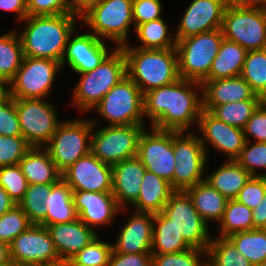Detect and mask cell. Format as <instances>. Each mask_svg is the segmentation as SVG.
<instances>
[{"instance_id": "obj_1", "label": "cell", "mask_w": 266, "mask_h": 266, "mask_svg": "<svg viewBox=\"0 0 266 266\" xmlns=\"http://www.w3.org/2000/svg\"><path fill=\"white\" fill-rule=\"evenodd\" d=\"M194 83L202 85L179 78L176 82L144 93V116L151 118L153 128L183 132L193 121L198 122L203 101L197 97L195 91L188 88Z\"/></svg>"}, {"instance_id": "obj_2", "label": "cell", "mask_w": 266, "mask_h": 266, "mask_svg": "<svg viewBox=\"0 0 266 266\" xmlns=\"http://www.w3.org/2000/svg\"><path fill=\"white\" fill-rule=\"evenodd\" d=\"M25 20L28 24L20 36L24 56L62 62L67 42L75 29V14L27 16Z\"/></svg>"}, {"instance_id": "obj_3", "label": "cell", "mask_w": 266, "mask_h": 266, "mask_svg": "<svg viewBox=\"0 0 266 266\" xmlns=\"http://www.w3.org/2000/svg\"><path fill=\"white\" fill-rule=\"evenodd\" d=\"M120 48L126 58L127 76L143 94L176 82L180 78L176 48L140 49L129 48L127 44Z\"/></svg>"}, {"instance_id": "obj_4", "label": "cell", "mask_w": 266, "mask_h": 266, "mask_svg": "<svg viewBox=\"0 0 266 266\" xmlns=\"http://www.w3.org/2000/svg\"><path fill=\"white\" fill-rule=\"evenodd\" d=\"M222 29L200 33L176 41L179 77L203 83L222 43Z\"/></svg>"}, {"instance_id": "obj_5", "label": "cell", "mask_w": 266, "mask_h": 266, "mask_svg": "<svg viewBox=\"0 0 266 266\" xmlns=\"http://www.w3.org/2000/svg\"><path fill=\"white\" fill-rule=\"evenodd\" d=\"M261 4L226 6L223 37L247 51L266 49V3Z\"/></svg>"}, {"instance_id": "obj_6", "label": "cell", "mask_w": 266, "mask_h": 266, "mask_svg": "<svg viewBox=\"0 0 266 266\" xmlns=\"http://www.w3.org/2000/svg\"><path fill=\"white\" fill-rule=\"evenodd\" d=\"M79 74L83 77L75 87L74 103L87 110L95 107L112 87L127 76L124 52L118 47L98 67Z\"/></svg>"}, {"instance_id": "obj_7", "label": "cell", "mask_w": 266, "mask_h": 266, "mask_svg": "<svg viewBox=\"0 0 266 266\" xmlns=\"http://www.w3.org/2000/svg\"><path fill=\"white\" fill-rule=\"evenodd\" d=\"M144 94L128 77L112 87L95 106L101 116L110 120L111 126L143 125Z\"/></svg>"}, {"instance_id": "obj_8", "label": "cell", "mask_w": 266, "mask_h": 266, "mask_svg": "<svg viewBox=\"0 0 266 266\" xmlns=\"http://www.w3.org/2000/svg\"><path fill=\"white\" fill-rule=\"evenodd\" d=\"M142 125L107 126L90 138V152L101 162L114 165L138 155Z\"/></svg>"}, {"instance_id": "obj_9", "label": "cell", "mask_w": 266, "mask_h": 266, "mask_svg": "<svg viewBox=\"0 0 266 266\" xmlns=\"http://www.w3.org/2000/svg\"><path fill=\"white\" fill-rule=\"evenodd\" d=\"M14 266H52L63 263L45 226L32 224L9 245Z\"/></svg>"}, {"instance_id": "obj_10", "label": "cell", "mask_w": 266, "mask_h": 266, "mask_svg": "<svg viewBox=\"0 0 266 266\" xmlns=\"http://www.w3.org/2000/svg\"><path fill=\"white\" fill-rule=\"evenodd\" d=\"M183 132L173 131V150L175 169L173 189L183 190L204 181L202 172L206 165V151L202 138L192 133L181 137Z\"/></svg>"}, {"instance_id": "obj_11", "label": "cell", "mask_w": 266, "mask_h": 266, "mask_svg": "<svg viewBox=\"0 0 266 266\" xmlns=\"http://www.w3.org/2000/svg\"><path fill=\"white\" fill-rule=\"evenodd\" d=\"M133 0H100L80 18L94 30L97 37H107L125 45L129 25L133 21Z\"/></svg>"}, {"instance_id": "obj_12", "label": "cell", "mask_w": 266, "mask_h": 266, "mask_svg": "<svg viewBox=\"0 0 266 266\" xmlns=\"http://www.w3.org/2000/svg\"><path fill=\"white\" fill-rule=\"evenodd\" d=\"M61 62L48 58L24 56L11 84L10 97L14 99H43L48 95Z\"/></svg>"}, {"instance_id": "obj_13", "label": "cell", "mask_w": 266, "mask_h": 266, "mask_svg": "<svg viewBox=\"0 0 266 266\" xmlns=\"http://www.w3.org/2000/svg\"><path fill=\"white\" fill-rule=\"evenodd\" d=\"M162 212L171 220V224L182 234L191 248L207 250L211 242L208 236L207 223L196 211L186 191L175 190Z\"/></svg>"}, {"instance_id": "obj_14", "label": "cell", "mask_w": 266, "mask_h": 266, "mask_svg": "<svg viewBox=\"0 0 266 266\" xmlns=\"http://www.w3.org/2000/svg\"><path fill=\"white\" fill-rule=\"evenodd\" d=\"M94 122H61L46 148L56 168L62 173L79 158L90 153V142L86 145Z\"/></svg>"}, {"instance_id": "obj_15", "label": "cell", "mask_w": 266, "mask_h": 266, "mask_svg": "<svg viewBox=\"0 0 266 266\" xmlns=\"http://www.w3.org/2000/svg\"><path fill=\"white\" fill-rule=\"evenodd\" d=\"M22 136L32 147L48 143L59 125L54 108L42 99H16Z\"/></svg>"}, {"instance_id": "obj_16", "label": "cell", "mask_w": 266, "mask_h": 266, "mask_svg": "<svg viewBox=\"0 0 266 266\" xmlns=\"http://www.w3.org/2000/svg\"><path fill=\"white\" fill-rule=\"evenodd\" d=\"M144 130L138 140V155L147 171L167 180L173 188V173L176 165L173 150V131L153 128Z\"/></svg>"}, {"instance_id": "obj_17", "label": "cell", "mask_w": 266, "mask_h": 266, "mask_svg": "<svg viewBox=\"0 0 266 266\" xmlns=\"http://www.w3.org/2000/svg\"><path fill=\"white\" fill-rule=\"evenodd\" d=\"M61 175L72 191L112 192V166L101 162L91 152Z\"/></svg>"}, {"instance_id": "obj_18", "label": "cell", "mask_w": 266, "mask_h": 266, "mask_svg": "<svg viewBox=\"0 0 266 266\" xmlns=\"http://www.w3.org/2000/svg\"><path fill=\"white\" fill-rule=\"evenodd\" d=\"M226 6L224 0H193L184 13L174 40L221 29Z\"/></svg>"}, {"instance_id": "obj_19", "label": "cell", "mask_w": 266, "mask_h": 266, "mask_svg": "<svg viewBox=\"0 0 266 266\" xmlns=\"http://www.w3.org/2000/svg\"><path fill=\"white\" fill-rule=\"evenodd\" d=\"M198 126H200V130H202L203 136L208 142L219 151L221 150L229 155L228 160H236L248 140L243 133V129L218 120L206 110H202Z\"/></svg>"}, {"instance_id": "obj_20", "label": "cell", "mask_w": 266, "mask_h": 266, "mask_svg": "<svg viewBox=\"0 0 266 266\" xmlns=\"http://www.w3.org/2000/svg\"><path fill=\"white\" fill-rule=\"evenodd\" d=\"M65 53L61 66L67 58L69 66L78 74L92 71L109 55L105 43L94 34L76 36L67 42Z\"/></svg>"}, {"instance_id": "obj_21", "label": "cell", "mask_w": 266, "mask_h": 266, "mask_svg": "<svg viewBox=\"0 0 266 266\" xmlns=\"http://www.w3.org/2000/svg\"><path fill=\"white\" fill-rule=\"evenodd\" d=\"M203 110L211 111L215 106L243 100H263L241 77L206 80L202 83Z\"/></svg>"}, {"instance_id": "obj_22", "label": "cell", "mask_w": 266, "mask_h": 266, "mask_svg": "<svg viewBox=\"0 0 266 266\" xmlns=\"http://www.w3.org/2000/svg\"><path fill=\"white\" fill-rule=\"evenodd\" d=\"M73 202L88 227L108 223L120 209L112 192L73 191Z\"/></svg>"}, {"instance_id": "obj_23", "label": "cell", "mask_w": 266, "mask_h": 266, "mask_svg": "<svg viewBox=\"0 0 266 266\" xmlns=\"http://www.w3.org/2000/svg\"><path fill=\"white\" fill-rule=\"evenodd\" d=\"M46 228L63 263L80 252L97 236L94 230L79 218L69 223L49 225Z\"/></svg>"}, {"instance_id": "obj_24", "label": "cell", "mask_w": 266, "mask_h": 266, "mask_svg": "<svg viewBox=\"0 0 266 266\" xmlns=\"http://www.w3.org/2000/svg\"><path fill=\"white\" fill-rule=\"evenodd\" d=\"M145 172L137 156L112 165V194L120 208L126 201L137 200Z\"/></svg>"}, {"instance_id": "obj_25", "label": "cell", "mask_w": 266, "mask_h": 266, "mask_svg": "<svg viewBox=\"0 0 266 266\" xmlns=\"http://www.w3.org/2000/svg\"><path fill=\"white\" fill-rule=\"evenodd\" d=\"M153 214L136 212L124 226L113 250L117 253L151 252L153 236Z\"/></svg>"}, {"instance_id": "obj_26", "label": "cell", "mask_w": 266, "mask_h": 266, "mask_svg": "<svg viewBox=\"0 0 266 266\" xmlns=\"http://www.w3.org/2000/svg\"><path fill=\"white\" fill-rule=\"evenodd\" d=\"M174 191L167 180L146 170L139 196L133 205L138 209L137 212L160 213Z\"/></svg>"}, {"instance_id": "obj_27", "label": "cell", "mask_w": 266, "mask_h": 266, "mask_svg": "<svg viewBox=\"0 0 266 266\" xmlns=\"http://www.w3.org/2000/svg\"><path fill=\"white\" fill-rule=\"evenodd\" d=\"M44 204L47 207L46 227L78 219L73 202V191L62 178L52 184Z\"/></svg>"}, {"instance_id": "obj_28", "label": "cell", "mask_w": 266, "mask_h": 266, "mask_svg": "<svg viewBox=\"0 0 266 266\" xmlns=\"http://www.w3.org/2000/svg\"><path fill=\"white\" fill-rule=\"evenodd\" d=\"M38 147H32L20 160L19 165L28 184H55L62 178L61 172L56 168L55 163L48 151Z\"/></svg>"}, {"instance_id": "obj_29", "label": "cell", "mask_w": 266, "mask_h": 266, "mask_svg": "<svg viewBox=\"0 0 266 266\" xmlns=\"http://www.w3.org/2000/svg\"><path fill=\"white\" fill-rule=\"evenodd\" d=\"M185 191L190 196L196 211L206 223L209 219L222 220L228 199L206 180Z\"/></svg>"}, {"instance_id": "obj_30", "label": "cell", "mask_w": 266, "mask_h": 266, "mask_svg": "<svg viewBox=\"0 0 266 266\" xmlns=\"http://www.w3.org/2000/svg\"><path fill=\"white\" fill-rule=\"evenodd\" d=\"M247 50L225 38L212 62L208 80L233 78L241 75Z\"/></svg>"}, {"instance_id": "obj_31", "label": "cell", "mask_w": 266, "mask_h": 266, "mask_svg": "<svg viewBox=\"0 0 266 266\" xmlns=\"http://www.w3.org/2000/svg\"><path fill=\"white\" fill-rule=\"evenodd\" d=\"M252 175L235 160H229L205 180L228 200L235 199Z\"/></svg>"}, {"instance_id": "obj_32", "label": "cell", "mask_w": 266, "mask_h": 266, "mask_svg": "<svg viewBox=\"0 0 266 266\" xmlns=\"http://www.w3.org/2000/svg\"><path fill=\"white\" fill-rule=\"evenodd\" d=\"M153 222L158 227L157 230L153 227L152 254L178 253L191 248L163 212L153 214Z\"/></svg>"}, {"instance_id": "obj_33", "label": "cell", "mask_w": 266, "mask_h": 266, "mask_svg": "<svg viewBox=\"0 0 266 266\" xmlns=\"http://www.w3.org/2000/svg\"><path fill=\"white\" fill-rule=\"evenodd\" d=\"M227 238L253 265L266 262V229L254 228Z\"/></svg>"}, {"instance_id": "obj_34", "label": "cell", "mask_w": 266, "mask_h": 266, "mask_svg": "<svg viewBox=\"0 0 266 266\" xmlns=\"http://www.w3.org/2000/svg\"><path fill=\"white\" fill-rule=\"evenodd\" d=\"M240 76L257 96L266 100V49L247 52Z\"/></svg>"}, {"instance_id": "obj_35", "label": "cell", "mask_w": 266, "mask_h": 266, "mask_svg": "<svg viewBox=\"0 0 266 266\" xmlns=\"http://www.w3.org/2000/svg\"><path fill=\"white\" fill-rule=\"evenodd\" d=\"M253 210L243 205L236 199H230L224 210L221 224L222 236L229 237L232 234L253 229Z\"/></svg>"}, {"instance_id": "obj_36", "label": "cell", "mask_w": 266, "mask_h": 266, "mask_svg": "<svg viewBox=\"0 0 266 266\" xmlns=\"http://www.w3.org/2000/svg\"><path fill=\"white\" fill-rule=\"evenodd\" d=\"M24 53L21 39L14 32L0 36V76L10 82L22 65Z\"/></svg>"}, {"instance_id": "obj_37", "label": "cell", "mask_w": 266, "mask_h": 266, "mask_svg": "<svg viewBox=\"0 0 266 266\" xmlns=\"http://www.w3.org/2000/svg\"><path fill=\"white\" fill-rule=\"evenodd\" d=\"M52 184H28L23 199L18 203L32 224L46 227L47 207L44 204Z\"/></svg>"}, {"instance_id": "obj_38", "label": "cell", "mask_w": 266, "mask_h": 266, "mask_svg": "<svg viewBox=\"0 0 266 266\" xmlns=\"http://www.w3.org/2000/svg\"><path fill=\"white\" fill-rule=\"evenodd\" d=\"M264 100H243L215 106L210 113L218 120L243 129Z\"/></svg>"}, {"instance_id": "obj_39", "label": "cell", "mask_w": 266, "mask_h": 266, "mask_svg": "<svg viewBox=\"0 0 266 266\" xmlns=\"http://www.w3.org/2000/svg\"><path fill=\"white\" fill-rule=\"evenodd\" d=\"M207 256L211 263L207 266H253V264L237 250L235 245L225 237L212 240L207 248Z\"/></svg>"}, {"instance_id": "obj_40", "label": "cell", "mask_w": 266, "mask_h": 266, "mask_svg": "<svg viewBox=\"0 0 266 266\" xmlns=\"http://www.w3.org/2000/svg\"><path fill=\"white\" fill-rule=\"evenodd\" d=\"M136 32L139 39L143 42L140 49H170L176 48V41L172 42L171 37L167 36V25L163 19L152 20L137 25ZM173 43V44H172Z\"/></svg>"}, {"instance_id": "obj_41", "label": "cell", "mask_w": 266, "mask_h": 266, "mask_svg": "<svg viewBox=\"0 0 266 266\" xmlns=\"http://www.w3.org/2000/svg\"><path fill=\"white\" fill-rule=\"evenodd\" d=\"M113 246L96 236L66 263L67 266H108Z\"/></svg>"}, {"instance_id": "obj_42", "label": "cell", "mask_w": 266, "mask_h": 266, "mask_svg": "<svg viewBox=\"0 0 266 266\" xmlns=\"http://www.w3.org/2000/svg\"><path fill=\"white\" fill-rule=\"evenodd\" d=\"M32 223L17 204L0 216V242L10 245L14 238L26 231Z\"/></svg>"}, {"instance_id": "obj_43", "label": "cell", "mask_w": 266, "mask_h": 266, "mask_svg": "<svg viewBox=\"0 0 266 266\" xmlns=\"http://www.w3.org/2000/svg\"><path fill=\"white\" fill-rule=\"evenodd\" d=\"M0 186L17 204L23 199L28 182L19 164L0 167Z\"/></svg>"}, {"instance_id": "obj_44", "label": "cell", "mask_w": 266, "mask_h": 266, "mask_svg": "<svg viewBox=\"0 0 266 266\" xmlns=\"http://www.w3.org/2000/svg\"><path fill=\"white\" fill-rule=\"evenodd\" d=\"M31 148L32 146L22 135H0V167L19 164Z\"/></svg>"}, {"instance_id": "obj_45", "label": "cell", "mask_w": 266, "mask_h": 266, "mask_svg": "<svg viewBox=\"0 0 266 266\" xmlns=\"http://www.w3.org/2000/svg\"><path fill=\"white\" fill-rule=\"evenodd\" d=\"M200 253L207 254V250L190 248L178 253L152 254V266H207L199 261Z\"/></svg>"}, {"instance_id": "obj_46", "label": "cell", "mask_w": 266, "mask_h": 266, "mask_svg": "<svg viewBox=\"0 0 266 266\" xmlns=\"http://www.w3.org/2000/svg\"><path fill=\"white\" fill-rule=\"evenodd\" d=\"M248 145L247 140L235 161L252 176H266V174L258 175L255 173L257 167L266 168V142H257L250 147Z\"/></svg>"}, {"instance_id": "obj_47", "label": "cell", "mask_w": 266, "mask_h": 266, "mask_svg": "<svg viewBox=\"0 0 266 266\" xmlns=\"http://www.w3.org/2000/svg\"><path fill=\"white\" fill-rule=\"evenodd\" d=\"M266 194V176H252L240 190L237 201L254 210Z\"/></svg>"}, {"instance_id": "obj_48", "label": "cell", "mask_w": 266, "mask_h": 266, "mask_svg": "<svg viewBox=\"0 0 266 266\" xmlns=\"http://www.w3.org/2000/svg\"><path fill=\"white\" fill-rule=\"evenodd\" d=\"M0 135H22L16 110V99L12 97L0 103Z\"/></svg>"}, {"instance_id": "obj_49", "label": "cell", "mask_w": 266, "mask_h": 266, "mask_svg": "<svg viewBox=\"0 0 266 266\" xmlns=\"http://www.w3.org/2000/svg\"><path fill=\"white\" fill-rule=\"evenodd\" d=\"M28 16H53L71 13L70 0H26Z\"/></svg>"}, {"instance_id": "obj_50", "label": "cell", "mask_w": 266, "mask_h": 266, "mask_svg": "<svg viewBox=\"0 0 266 266\" xmlns=\"http://www.w3.org/2000/svg\"><path fill=\"white\" fill-rule=\"evenodd\" d=\"M132 13L135 27L137 25L161 18L159 0H133Z\"/></svg>"}, {"instance_id": "obj_51", "label": "cell", "mask_w": 266, "mask_h": 266, "mask_svg": "<svg viewBox=\"0 0 266 266\" xmlns=\"http://www.w3.org/2000/svg\"><path fill=\"white\" fill-rule=\"evenodd\" d=\"M244 135L250 133L256 142H266V100L254 111L243 128Z\"/></svg>"}, {"instance_id": "obj_52", "label": "cell", "mask_w": 266, "mask_h": 266, "mask_svg": "<svg viewBox=\"0 0 266 266\" xmlns=\"http://www.w3.org/2000/svg\"><path fill=\"white\" fill-rule=\"evenodd\" d=\"M108 266H152V253H117L112 250Z\"/></svg>"}, {"instance_id": "obj_53", "label": "cell", "mask_w": 266, "mask_h": 266, "mask_svg": "<svg viewBox=\"0 0 266 266\" xmlns=\"http://www.w3.org/2000/svg\"><path fill=\"white\" fill-rule=\"evenodd\" d=\"M0 8L19 12V19H25L27 14L26 0H0Z\"/></svg>"}, {"instance_id": "obj_54", "label": "cell", "mask_w": 266, "mask_h": 266, "mask_svg": "<svg viewBox=\"0 0 266 266\" xmlns=\"http://www.w3.org/2000/svg\"><path fill=\"white\" fill-rule=\"evenodd\" d=\"M253 229H266V194L260 204L253 210Z\"/></svg>"}, {"instance_id": "obj_55", "label": "cell", "mask_w": 266, "mask_h": 266, "mask_svg": "<svg viewBox=\"0 0 266 266\" xmlns=\"http://www.w3.org/2000/svg\"><path fill=\"white\" fill-rule=\"evenodd\" d=\"M100 0H70L71 14L81 17L91 7L95 6Z\"/></svg>"}, {"instance_id": "obj_56", "label": "cell", "mask_w": 266, "mask_h": 266, "mask_svg": "<svg viewBox=\"0 0 266 266\" xmlns=\"http://www.w3.org/2000/svg\"><path fill=\"white\" fill-rule=\"evenodd\" d=\"M16 202H14L9 194L0 186V216L12 209Z\"/></svg>"}, {"instance_id": "obj_57", "label": "cell", "mask_w": 266, "mask_h": 266, "mask_svg": "<svg viewBox=\"0 0 266 266\" xmlns=\"http://www.w3.org/2000/svg\"><path fill=\"white\" fill-rule=\"evenodd\" d=\"M0 265H13L10 259L9 245L0 242Z\"/></svg>"}, {"instance_id": "obj_58", "label": "cell", "mask_w": 266, "mask_h": 266, "mask_svg": "<svg viewBox=\"0 0 266 266\" xmlns=\"http://www.w3.org/2000/svg\"><path fill=\"white\" fill-rule=\"evenodd\" d=\"M9 84V82L0 76V103L5 101L7 98L10 97V89L6 88L4 85Z\"/></svg>"}, {"instance_id": "obj_59", "label": "cell", "mask_w": 266, "mask_h": 266, "mask_svg": "<svg viewBox=\"0 0 266 266\" xmlns=\"http://www.w3.org/2000/svg\"><path fill=\"white\" fill-rule=\"evenodd\" d=\"M227 6L231 5H257V0H224Z\"/></svg>"}, {"instance_id": "obj_60", "label": "cell", "mask_w": 266, "mask_h": 266, "mask_svg": "<svg viewBox=\"0 0 266 266\" xmlns=\"http://www.w3.org/2000/svg\"><path fill=\"white\" fill-rule=\"evenodd\" d=\"M253 266H266V262H262V263L254 264Z\"/></svg>"}, {"instance_id": "obj_61", "label": "cell", "mask_w": 266, "mask_h": 266, "mask_svg": "<svg viewBox=\"0 0 266 266\" xmlns=\"http://www.w3.org/2000/svg\"><path fill=\"white\" fill-rule=\"evenodd\" d=\"M260 3H266V0H257V5H259Z\"/></svg>"}, {"instance_id": "obj_62", "label": "cell", "mask_w": 266, "mask_h": 266, "mask_svg": "<svg viewBox=\"0 0 266 266\" xmlns=\"http://www.w3.org/2000/svg\"><path fill=\"white\" fill-rule=\"evenodd\" d=\"M52 266H67V263H61V264H56V265H52Z\"/></svg>"}]
</instances>
